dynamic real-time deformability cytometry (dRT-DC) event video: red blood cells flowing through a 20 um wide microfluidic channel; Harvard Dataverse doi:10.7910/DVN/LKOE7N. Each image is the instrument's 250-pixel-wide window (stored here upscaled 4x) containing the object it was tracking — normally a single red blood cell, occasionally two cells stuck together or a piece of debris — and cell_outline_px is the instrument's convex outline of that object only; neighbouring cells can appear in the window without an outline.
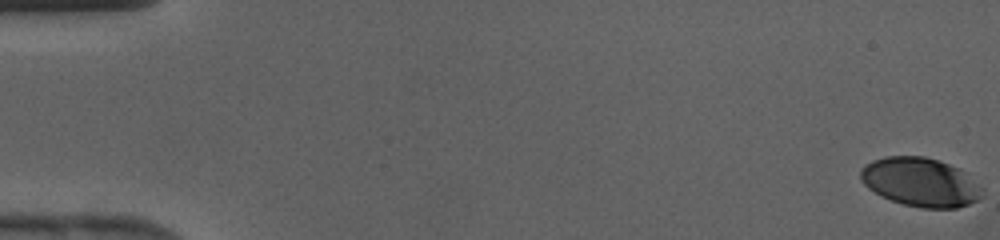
{"species": "human", "species_latin": "Homo sapiens", "temperature_condition": "cold", "stored_images_in_passage": 44, "camera_frame_rate_fps": 3000, "um_per_image_px": 0.085, "donor": {"sex": "female"}, "frame": {"image": 1, "passage_image": 1, "time_ms": 0.0, "image_size_px": [1000, 240], "cell_outline_px": [[984, 188], [980, 196], [976, 200], [968, 204], [956, 208], [920, 208], [904, 204], [880, 196], [868, 188], [860, 180], [860, 168], [864, 164], [872, 160], [884, 156], [924, 156], [940, 160], [960, 168]], "centroid_in_image_um": [78.21, 15.46], "position_along_channel_um": 6.8, "area_um2": 34.91}}
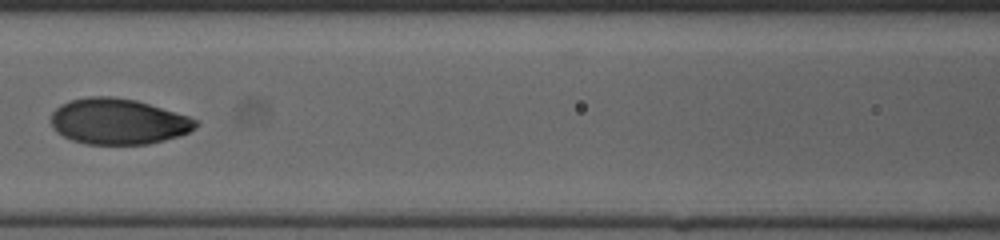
{"frame": {"image": 2, "passage_image": 21, "time_ms": 6.667, "image_size_px": [1000, 240], "cell_outline_px": [[200, 124], [196, 128], [180, 136], [148, 144], [84, 144], [72, 140], [56, 132], [52, 128], [52, 112], [60, 104], [72, 100], [88, 96], [112, 96], [136, 100], [188, 116], [200, 120]], "centroid_in_image_um": [10.06, 10.32], "position_along_channel_um": 156.5, "area_um2": 38.78}}
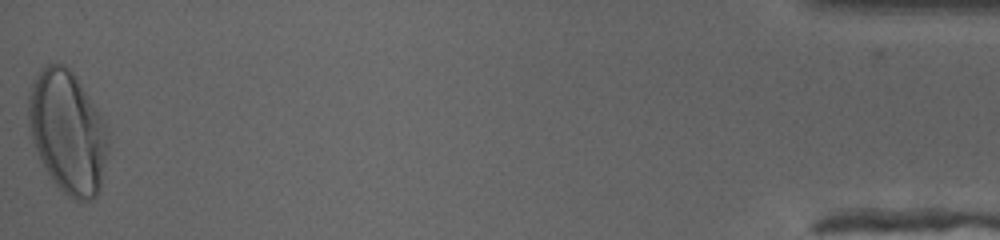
{"frame": {"image": 3, "passage_image": 44, "time_ms": 14.333, "image_size_px": [1000, 240], "cell_outline_px": [[108, 144], [100, 188], [96, 196], [80, 204], [68, 196], [56, 184], [40, 160], [32, 140], [28, 124], [28, 96], [32, 80], [48, 64], [64, 64], [76, 76], [96, 108], [108, 132]], "centroid_in_image_um": [5.73, 11.23], "position_along_channel_um": 429.5, "area_um2": 56.41}}